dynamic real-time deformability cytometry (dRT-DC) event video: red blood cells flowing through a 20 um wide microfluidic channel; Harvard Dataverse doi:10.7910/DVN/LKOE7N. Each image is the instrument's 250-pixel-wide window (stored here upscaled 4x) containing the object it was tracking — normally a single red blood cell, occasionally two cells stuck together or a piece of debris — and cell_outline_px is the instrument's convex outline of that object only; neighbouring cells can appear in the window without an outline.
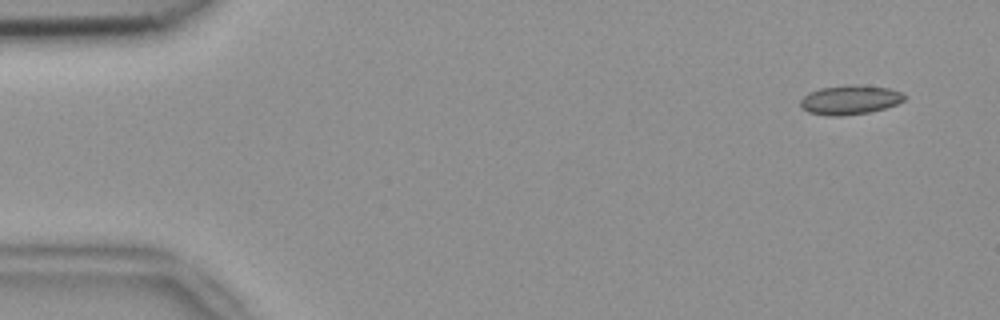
{"species": "common noctule bat (a hibernating species)", "species_latin": "Nyctalus noctula", "temperature_condition": "room temperature", "stored_images_in_passage": 53, "camera_frame_rate_fps": 3000, "um_per_image_px": 0.085, "animal": {"sex": "female", "body_mass_g": 18.4}, "frame": {"image": 1, "passage_image": 4, "time_ms": 1.0, "image_size_px": [1000, 320], "cell_outline_px": [[908, 96], [904, 100], [896, 104], [884, 108], [868, 112], [840, 116], [828, 116], [808, 112], [800, 108], [800, 100], [808, 92], [820, 88], [848, 84], [856, 84], [888, 88], [900, 92]], "centroid_in_image_um": [72.21, 8.48], "position_along_channel_um": 12.8, "area_um2": 17.86}}
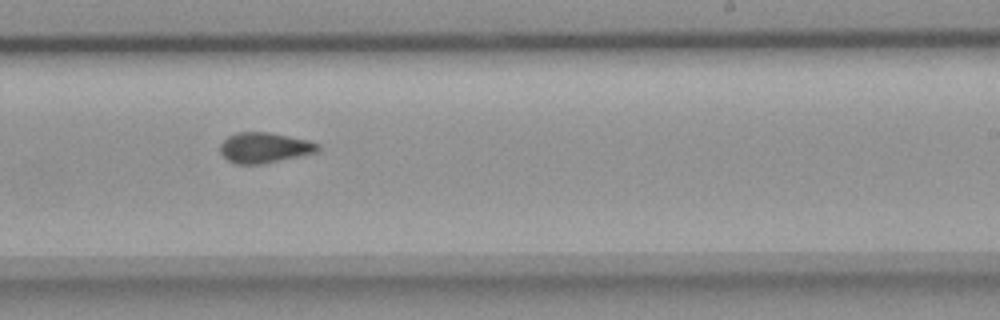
{"frame": {"image": 2, "passage_image": 33, "time_ms": 10.667, "image_size_px": [1000, 320], "cell_outline_px": [[320, 148], [316, 152], [260, 164], [236, 164], [228, 160], [220, 152], [220, 144], [228, 136], [236, 132], [272, 132], [308, 140], [320, 144]], "centroid_in_image_um": [22.46, 12.53], "position_along_channel_um": 266.5, "area_um2": 17.22}}
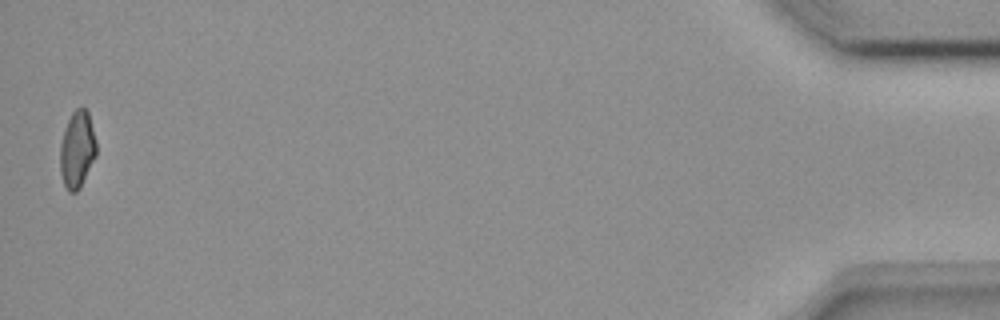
{"frame": {"image": 3, "passage_image": 53, "time_ms": 17.333, "image_size_px": [1000, 320], "cell_outline_px": [[96, 156], [80, 188], [76, 192], [68, 192], [64, 184], [60, 172], [60, 144], [64, 128], [72, 112], [76, 108], [84, 108], [88, 112], [96, 140]], "centroid_in_image_um": [6.55, 12.72], "position_along_channel_um": 428.6, "area_um2": 16.3}, "authors_computed_cell_mechanics": {"area_um2": 17.2244, "velocity_mm_per_s": 3.8305, "shape_relaxation_time_tau1_ms": null, "shape_relaxation_time_tau2_ms": 1.5793, "deformation_change_tau1": null, "deformation_change_tau2": 0.0752}}